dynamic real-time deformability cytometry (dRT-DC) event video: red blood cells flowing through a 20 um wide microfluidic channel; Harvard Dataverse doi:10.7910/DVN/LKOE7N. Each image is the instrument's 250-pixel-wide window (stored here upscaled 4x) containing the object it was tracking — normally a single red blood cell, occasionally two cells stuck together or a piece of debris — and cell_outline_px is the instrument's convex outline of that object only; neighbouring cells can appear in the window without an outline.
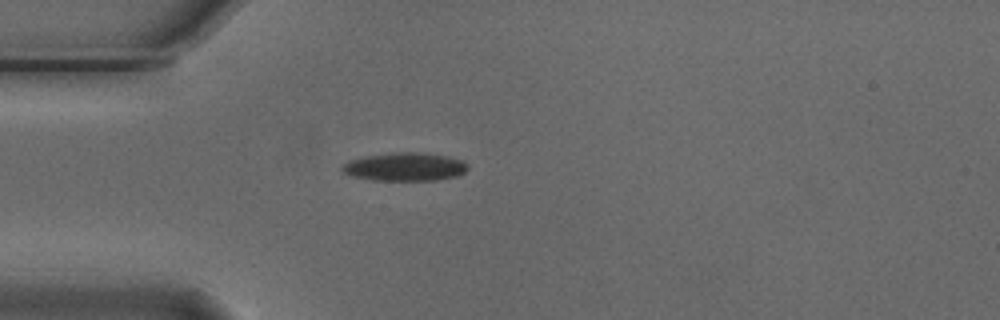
{"species": "Egyptian fruit bat (a non-hibernating species)", "species_latin": "Rousettus aegyptiacus", "temperature_condition": "cold", "stored_images_in_passage": 4, "camera_frame_rate_fps": 3000, "um_per_image_px": 0.085, "animal": {"sex": "male"}, "frame": {"image": 1, "passage_image": 3, "time_ms": 0.667, "image_size_px": [1000, 320], "cell_outline_px": [[468, 168], [464, 172], [456, 176], [436, 180], [372, 180], [352, 176], [344, 172], [340, 168], [348, 160], [368, 156], [400, 152], [412, 152], [448, 156], [460, 160], [468, 164]], "centroid_in_image_um": [34.41, 14.19], "position_along_channel_um": 50.6, "area_um2": 20.4}}